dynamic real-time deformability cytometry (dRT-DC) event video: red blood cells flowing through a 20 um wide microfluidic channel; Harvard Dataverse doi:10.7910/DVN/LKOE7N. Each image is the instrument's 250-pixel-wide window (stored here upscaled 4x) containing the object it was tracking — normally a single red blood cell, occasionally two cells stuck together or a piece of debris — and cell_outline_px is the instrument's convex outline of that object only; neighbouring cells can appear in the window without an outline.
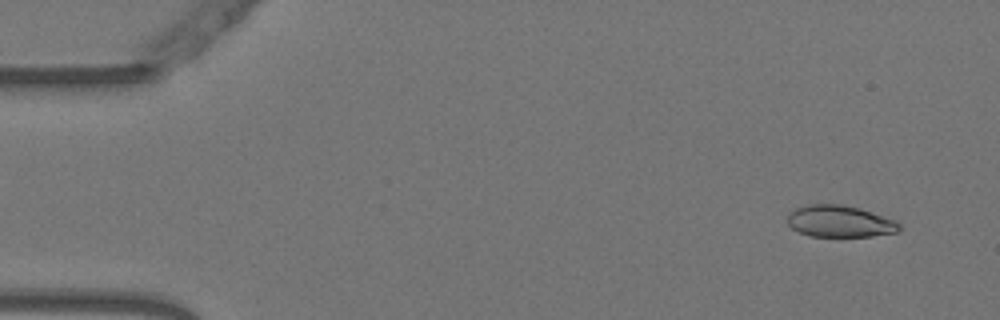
{"species": "Egyptian fruit bat (a non-hibernating species)", "species_latin": "Rousettus aegyptiacus", "temperature_condition": "warm", "stored_images_in_passage": 53, "camera_frame_rate_fps": 3000, "um_per_image_px": 0.085, "animal": {"sex": "female"}, "frame": {"image": 1, "passage_image": 3, "time_ms": 0.667, "image_size_px": [1000, 320], "cell_outline_px": [[900, 232], [872, 236], [808, 236], [792, 228], [788, 224], [788, 216], [796, 208], [808, 204], [844, 204], [860, 208], [896, 220], [900, 224]], "centroid_in_image_um": [71.42, 18.81], "position_along_channel_um": 13.6, "area_um2": 20.75}}
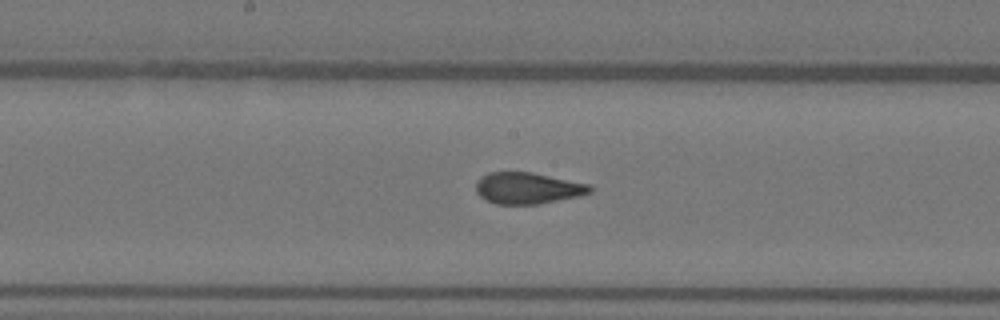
{"frame": {"image": 2, "passage_image": 27, "time_ms": 8.667, "image_size_px": [1000, 320], "cell_outline_px": [[592, 192], [580, 196], [540, 204], [496, 204], [480, 196], [476, 192], [476, 180], [480, 176], [488, 172], [532, 172], [588, 184], [592, 188]], "centroid_in_image_um": [44.83, 15.99], "position_along_channel_um": 203.4, "area_um2": 20.92}}
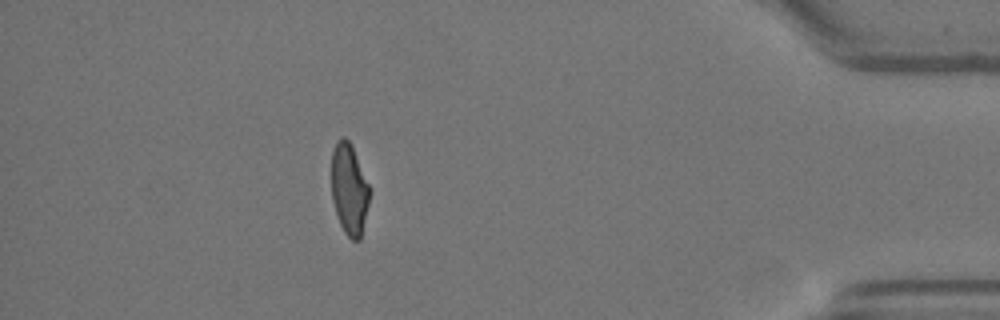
{"frame": {"image": 3, "passage_image": 47, "time_ms": 15.333, "image_size_px": [1000, 320], "cell_outline_px": [[368, 204], [360, 240], [352, 240], [344, 232], [340, 224], [332, 200], [332, 148], [336, 140], [340, 136], [344, 136], [352, 144], [368, 184]], "centroid_in_image_um": [29.65, 16.03], "position_along_channel_um": 405.5, "area_um2": 20.06}, "authors_computed_cell_mechanics": {"area_um2": 21.386, "velocity_mm_per_s": 3.7869, "shape_relaxation_time_tau1_ms": 6.7547, "shape_relaxation_time_tau2_ms": 0.9682, "deformation_change_tau1": 0.2142, "deformation_change_tau2": 0.0635}}